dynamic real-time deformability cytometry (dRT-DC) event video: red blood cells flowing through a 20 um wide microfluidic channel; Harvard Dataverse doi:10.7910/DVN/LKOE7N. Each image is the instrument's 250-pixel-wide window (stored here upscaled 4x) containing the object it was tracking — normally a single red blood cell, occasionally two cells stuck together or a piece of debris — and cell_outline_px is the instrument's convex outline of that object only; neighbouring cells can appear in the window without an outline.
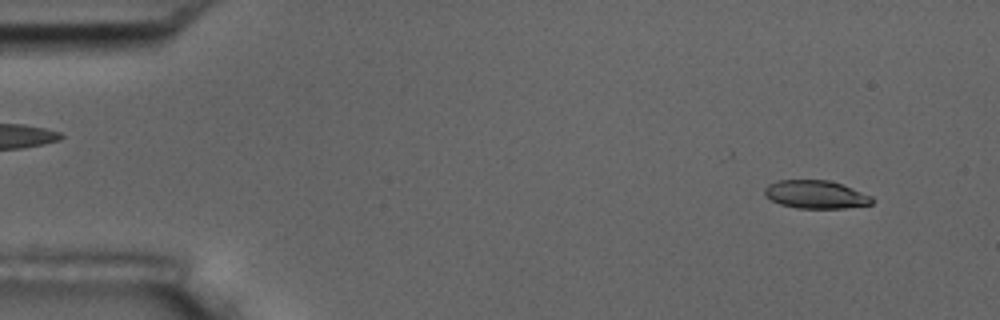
{"species": "common noctule bat (a hibernating species)", "species_latin": "Nyctalus noctula", "temperature_condition": "room temperature", "stored_images_in_passage": 33, "camera_frame_rate_fps": 3000, "um_per_image_px": 0.085, "animal": {"sex": "male", "body_mass_g": 17.5, "forearm_length_mm": 52.3}, "frame": {"image": 1, "passage_image": 4, "time_ms": 1.0, "image_size_px": [1000, 320], "cell_outline_px": [[872, 204], [844, 208], [796, 208], [780, 204], [764, 196], [764, 188], [768, 184], [776, 180], [828, 180], [852, 188], [872, 196]], "centroid_in_image_um": [69.3, 16.53], "position_along_channel_um": 15.7, "area_um2": 17.57}}
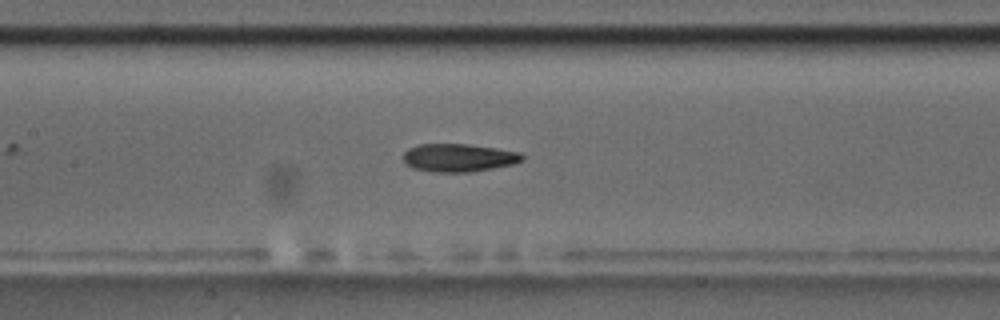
{"frame": {"image": 2, "passage_image": 25, "time_ms": 8.0, "image_size_px": [1000, 320], "cell_outline_px": [[524, 160], [512, 164], [492, 168], [468, 172], [432, 172], [412, 168], [404, 164], [400, 156], [408, 148], [420, 144], [468, 144], [496, 148], [520, 152], [524, 156]], "centroid_in_image_um": [38.92, 13.4], "position_along_channel_um": 168.5, "area_um2": 19.65}}
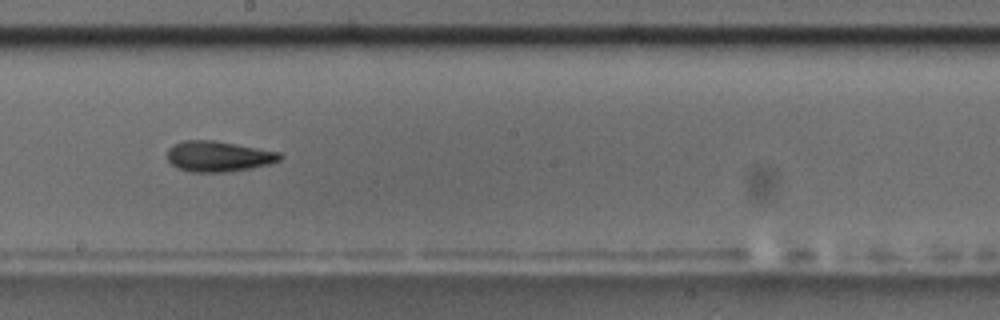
{"frame": {"image": 3, "passage_image": 30, "time_ms": 9.667, "image_size_px": [1000, 320], "cell_outline_px": [[284, 156], [280, 160], [268, 164], [252, 168], [224, 172], [192, 172], [176, 168], [168, 160], [168, 148], [184, 140], [212, 140], [280, 152]], "centroid_in_image_um": [18.57, 13.3], "position_along_channel_um": 229.6, "area_um2": 19.94}}